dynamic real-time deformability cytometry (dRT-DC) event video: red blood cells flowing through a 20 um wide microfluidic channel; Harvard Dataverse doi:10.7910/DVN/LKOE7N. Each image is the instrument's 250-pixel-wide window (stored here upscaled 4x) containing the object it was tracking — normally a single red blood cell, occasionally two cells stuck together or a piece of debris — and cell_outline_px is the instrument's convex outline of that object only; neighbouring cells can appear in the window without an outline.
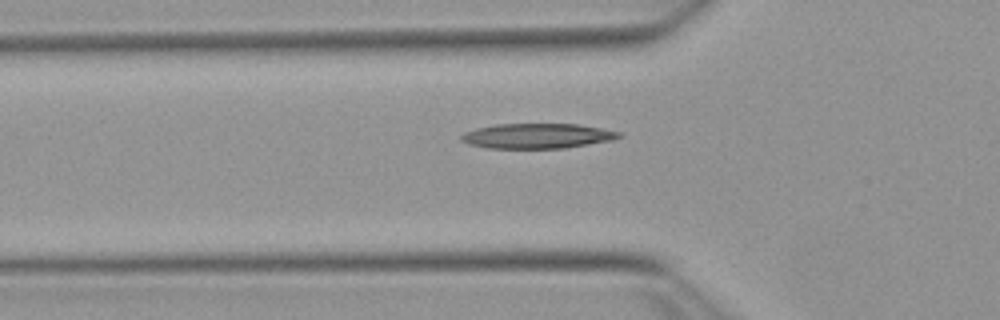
{"species": "Egyptian fruit bat (a non-hibernating species)", "species_latin": "Rousettus aegyptiacus", "temperature_condition": "warm", "stored_images_in_passage": 51, "camera_frame_rate_fps": 3000, "um_per_image_px": 0.085, "animal": {"sex": "female"}, "frame": {"image": 1, "passage_image": 18, "time_ms": 5.667, "image_size_px": [1000, 320], "cell_outline_px": [[624, 136], [612, 140], [564, 148], [488, 148], [468, 144], [460, 140], [460, 136], [464, 132], [476, 128], [496, 124], [580, 124], [620, 132]], "centroid_in_image_um": [45.65, 11.55], "position_along_channel_um": 80.2, "area_um2": 23.0}}
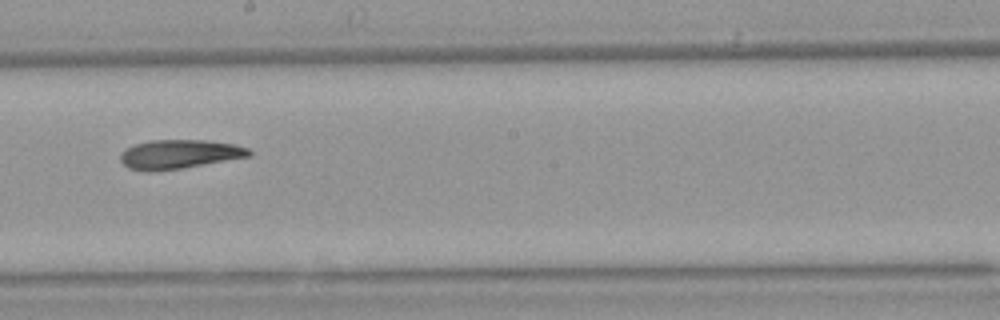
{"frame": {"image": 2, "passage_image": 30, "time_ms": 9.667, "image_size_px": [1000, 320], "cell_outline_px": [[252, 156], [180, 168], [128, 168], [120, 160], [120, 156], [128, 148], [136, 144], [152, 140], [208, 140], [236, 144], [248, 148], [252, 152]], "centroid_in_image_um": [15.37, 13.06], "position_along_channel_um": 232.8, "area_um2": 20.87}}
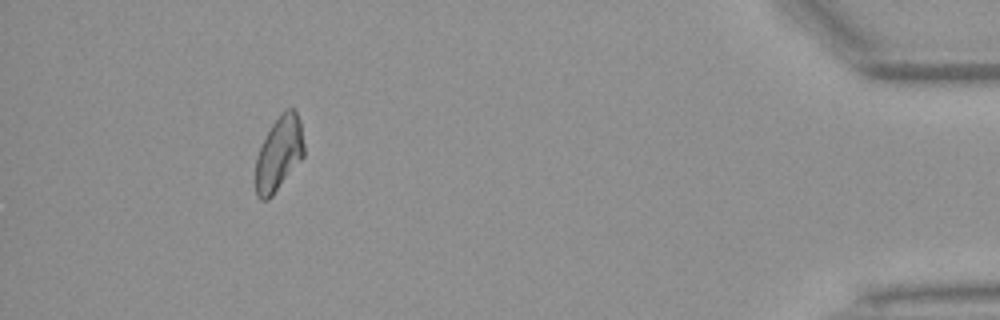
{"frame": {"image": 3, "passage_image": 49, "time_ms": 16.0, "image_size_px": [1000, 320], "cell_outline_px": [[304, 156], [272, 196], [268, 200], [260, 200], [256, 196], [256, 156], [272, 124], [280, 112], [284, 108], [292, 108], [296, 112], [300, 120], [304, 144]], "centroid_in_image_um": [23.71, 13.04], "position_along_channel_um": 411.5, "area_um2": 20.92}}